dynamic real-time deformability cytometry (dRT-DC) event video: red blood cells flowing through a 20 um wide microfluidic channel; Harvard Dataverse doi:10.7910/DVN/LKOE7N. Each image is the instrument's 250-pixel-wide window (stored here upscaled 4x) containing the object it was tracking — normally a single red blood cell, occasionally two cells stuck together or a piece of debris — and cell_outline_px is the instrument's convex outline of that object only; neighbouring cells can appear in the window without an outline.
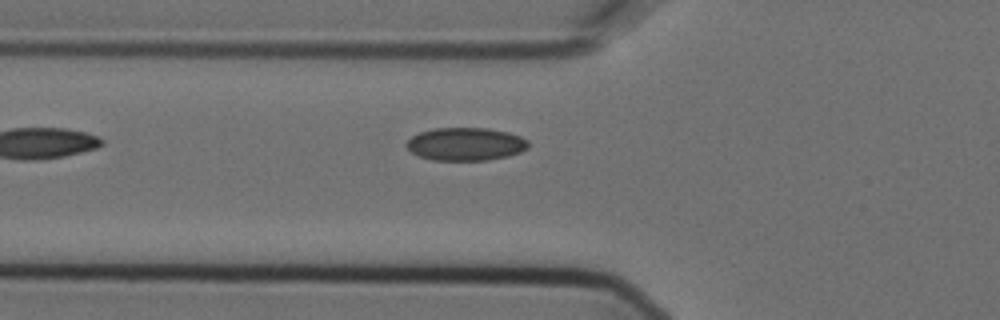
{"species": "Egyptian fruit bat (a non-hibernating species)", "species_latin": "Rousettus aegyptiacus", "temperature_condition": "cold", "stored_images_in_passage": 6, "camera_frame_rate_fps": 3000, "um_per_image_px": 0.085, "animal": {"sex": "female"}, "frame": {"image": 1, "passage_image": 6, "time_ms": 1.667, "image_size_px": [1000, 320], "cell_outline_px": [[528, 148], [520, 152], [508, 156], [488, 160], [432, 160], [420, 156], [412, 152], [404, 144], [412, 136], [420, 132], [436, 128], [488, 128], [508, 132], [520, 136], [528, 140]], "centroid_in_image_um": [39.59, 12.24], "position_along_channel_um": 86.2, "area_um2": 23.41}}